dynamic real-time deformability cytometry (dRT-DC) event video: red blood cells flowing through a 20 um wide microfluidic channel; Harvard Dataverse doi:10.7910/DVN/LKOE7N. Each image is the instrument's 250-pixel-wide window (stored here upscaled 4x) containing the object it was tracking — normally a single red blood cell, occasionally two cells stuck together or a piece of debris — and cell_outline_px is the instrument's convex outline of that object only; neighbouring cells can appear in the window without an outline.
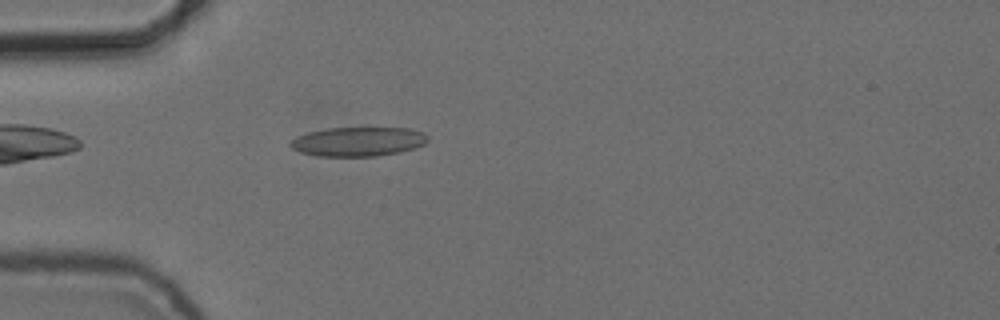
{"species": "common noctule bat (a hibernating species)", "species_latin": "Nyctalus noctula", "temperature_condition": "cold", "stored_images_in_passage": 43, "camera_frame_rate_fps": 3000, "um_per_image_px": 0.085, "animal": {"sex": "female", "body_mass_g": 24.6, "forearm_length_mm": 56.2}, "frame": {"image": 1, "passage_image": 4, "time_ms": 1.0, "image_size_px": [1000, 320], "cell_outline_px": [[428, 140], [424, 144], [416, 148], [400, 152], [376, 156], [320, 156], [300, 152], [292, 148], [288, 144], [296, 136], [308, 132], [328, 128], [408, 128], [424, 132], [428, 136]], "centroid_in_image_um": [30.46, 12.03], "position_along_channel_um": 54.5, "area_um2": 23.47}}
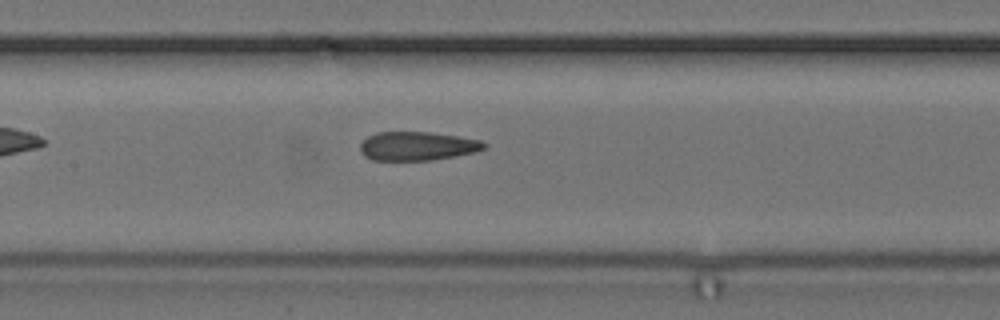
{"frame": {"image": 2, "passage_image": 14, "time_ms": 4.333, "image_size_px": [1000, 320], "cell_outline_px": [[488, 144], [484, 148], [476, 152], [456, 156], [432, 160], [372, 160], [364, 156], [360, 152], [360, 144], [368, 136], [376, 132], [428, 132], [456, 136], [480, 140]], "centroid_in_image_um": [35.46, 12.42], "position_along_channel_um": 171.9, "area_um2": 20.81}}
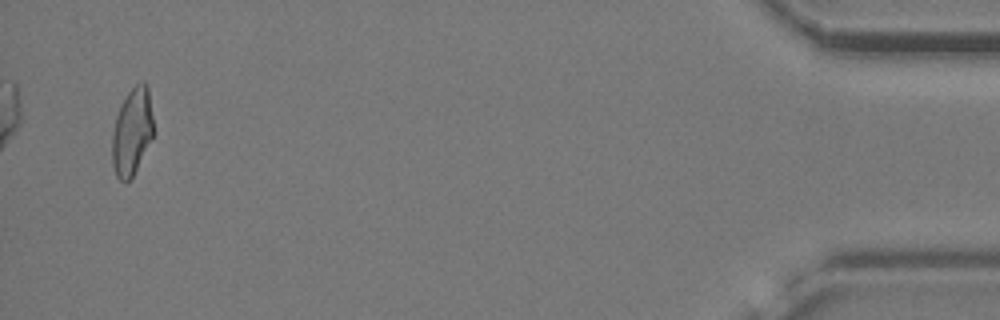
{"frame": {"image": 3, "passage_image": 41, "time_ms": 13.333, "image_size_px": [1000, 320], "cell_outline_px": [[152, 136], [132, 176], [128, 180], [120, 180], [116, 176], [112, 164], [112, 132], [116, 116], [128, 92], [140, 80], [144, 80], [148, 84], [152, 116]], "centroid_in_image_um": [11.2, 11.13], "position_along_channel_um": 424.0, "area_um2": 20.52}, "authors_computed_cell_mechanics": {"area_um2": 21.6172, "velocity_mm_per_s": 3.7461, "shape_relaxation_time_tau1_ms": null, "shape_relaxation_time_tau2_ms": 2.3359, "deformation_change_tau1": null, "deformation_change_tau2": 0.1075}}